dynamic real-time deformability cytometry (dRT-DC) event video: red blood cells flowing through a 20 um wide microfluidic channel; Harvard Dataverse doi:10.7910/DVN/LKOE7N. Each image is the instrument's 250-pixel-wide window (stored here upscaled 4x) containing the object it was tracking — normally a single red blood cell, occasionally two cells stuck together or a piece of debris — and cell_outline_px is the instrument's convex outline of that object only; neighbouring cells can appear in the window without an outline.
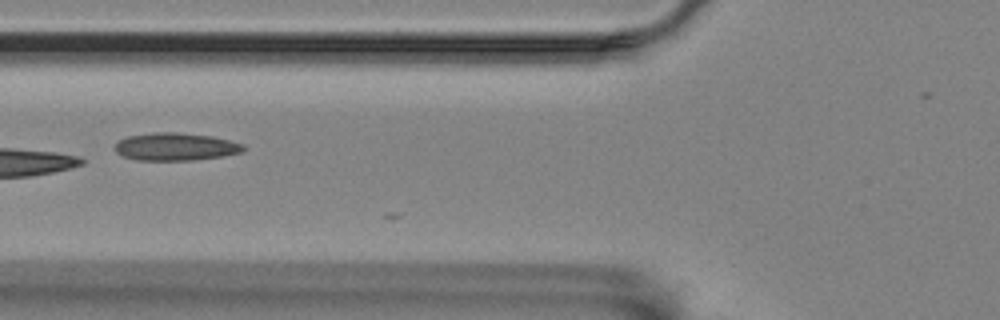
{"species": "Egyptian fruit bat (a non-hibernating species)", "species_latin": "Rousettus aegyptiacus", "temperature_condition": "room temperature", "stored_images_in_passage": 7, "camera_frame_rate_fps": 3000, "um_per_image_px": 0.085, "animal": {"sex": "female"}, "frame": {"image": 1, "passage_image": 5, "time_ms": 5.333, "image_size_px": [1000, 320], "cell_outline_px": [[244, 148], [240, 152], [220, 156], [192, 160], [136, 160], [124, 156], [116, 152], [112, 148], [120, 140], [128, 136], [156, 132], [176, 132], [212, 136], [244, 144]], "centroid_in_image_um": [14.88, 12.46], "position_along_channel_um": 110.9, "area_um2": 20.52}}
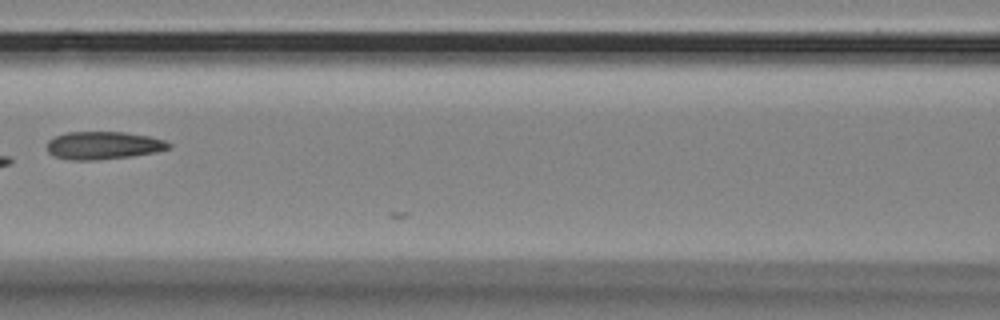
{"frame": {"image": 2, "passage_image": 6, "time_ms": 6.667, "image_size_px": [1000, 320], "cell_outline_px": [[172, 148], [156, 152], [132, 156], [96, 160], [72, 160], [56, 156], [48, 152], [48, 140], [64, 132], [124, 132], [148, 136], [164, 140], [172, 144]], "centroid_in_image_um": [8.82, 12.36], "position_along_channel_um": 157.8, "area_um2": 19.71}}